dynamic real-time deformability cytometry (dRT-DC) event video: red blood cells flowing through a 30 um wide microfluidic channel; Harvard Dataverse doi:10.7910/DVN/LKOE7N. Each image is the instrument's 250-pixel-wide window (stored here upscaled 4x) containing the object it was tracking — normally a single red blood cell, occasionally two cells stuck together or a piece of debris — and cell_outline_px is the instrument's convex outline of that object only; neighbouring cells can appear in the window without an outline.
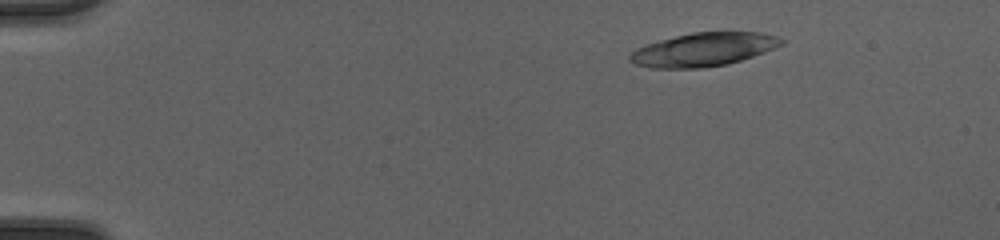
{"species": "common noctule bat (a hibernating species)", "species_latin": "Nyctalus noctula", "temperature_condition": "cold", "stored_images_in_passage": 49, "camera_frame_rate_fps": 3000, "um_per_image_px": 0.085, "animal": {"sex": "female", "body_mass_g": 20.0, "forearm_length_mm": 54.0}, "frame": {"image": 1, "passage_image": 7, "time_ms": 2.0, "image_size_px": [1000, 240], "cell_outline_px": [[784, 44], [764, 52], [728, 64], [700, 68], [652, 68], [636, 64], [628, 60], [628, 56], [636, 48], [660, 40], [692, 32], [760, 32], [776, 36], [784, 40]], "centroid_in_image_um": [59.79, 4.21], "position_along_channel_um": 25.2, "area_um2": 29.36}}
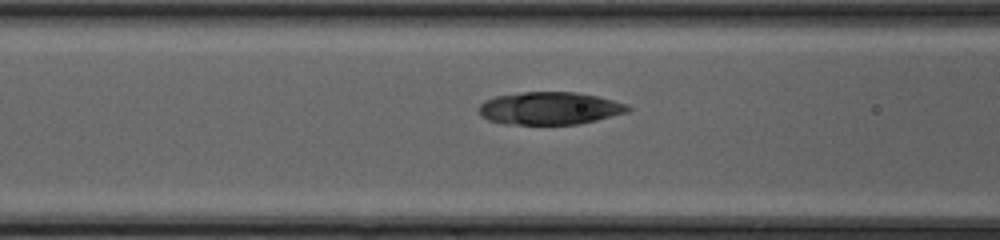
{"frame": {"image": 2, "passage_image": 21, "time_ms": 6.667, "image_size_px": [1000, 240], "cell_outline_px": [[632, 108], [628, 112], [580, 124], [504, 124], [488, 120], [480, 116], [476, 108], [484, 100], [496, 96], [524, 92], [576, 92], [596, 96], [612, 100], [624, 104]], "centroid_in_image_um": [46.66, 9.21], "position_along_channel_um": 119.9, "area_um2": 28.38}}
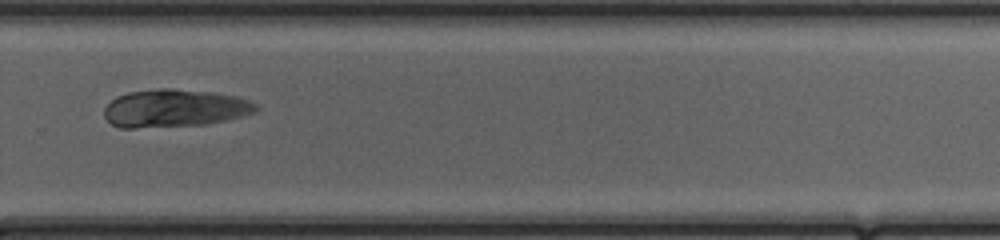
{"frame": {"image": 3, "passage_image": 35, "time_ms": 11.333, "image_size_px": [1000, 240], "cell_outline_px": [[260, 108], [256, 112], [244, 116], [204, 124], [136, 128], [120, 128], [112, 124], [104, 116], [104, 108], [116, 96], [128, 92], [160, 88], [172, 88], [212, 92], [236, 96], [248, 100], [256, 104]], "centroid_in_image_um": [14.84, 9.19], "position_along_channel_um": 315.0, "area_um2": 33.47}, "authors_computed_cell_mechanics": {"area_um2": 29.8248, "velocity_mm_per_s": 4.1916, "shape_relaxation_time_tau1_ms": 2.179, "shape_relaxation_time_tau2_ms": 1.3636, "deformation_change_tau1": 0.1975, "deformation_change_tau2": 0.068}}